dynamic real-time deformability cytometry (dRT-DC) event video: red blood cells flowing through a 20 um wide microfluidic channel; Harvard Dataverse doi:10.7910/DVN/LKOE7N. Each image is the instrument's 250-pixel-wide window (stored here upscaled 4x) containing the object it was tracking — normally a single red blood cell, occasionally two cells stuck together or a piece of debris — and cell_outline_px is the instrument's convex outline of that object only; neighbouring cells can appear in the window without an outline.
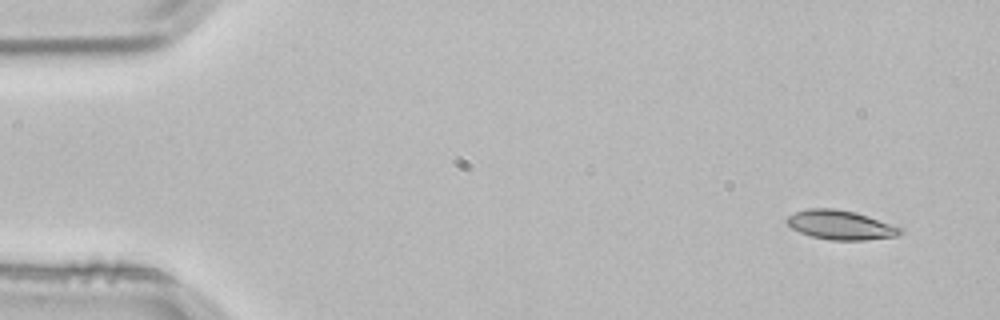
{"species": "common noctule bat (a hibernating species)", "species_latin": "Nyctalus noctula", "temperature_condition": "room temperature", "stored_images_in_passage": 4, "camera_frame_rate_fps": 3000, "um_per_image_px": 0.085, "animal": {"sex": "male", "body_mass_g": 21.5, "forearm_length_mm": 52.0}, "frame": {"image": 1, "passage_image": 1, "time_ms": 0.0, "image_size_px": [1000, 320], "cell_outline_px": [[904, 232], [896, 236], [864, 240], [832, 240], [812, 236], [800, 232], [792, 228], [784, 220], [788, 216], [796, 212], [808, 208], [836, 208], [856, 212], [904, 228]], "centroid_in_image_um": [71.47, 19.11], "position_along_channel_um": 13.5, "area_um2": 19.36}}
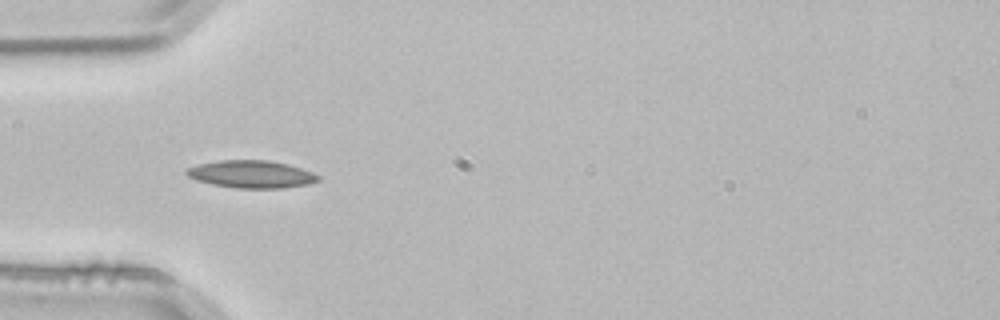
{"frame": {"image": 2, "passage_image": 3, "time_ms": 0.667, "image_size_px": [1000, 320], "cell_outline_px": [[320, 180], [308, 184], [284, 188], [240, 188], [212, 184], [196, 180], [188, 176], [184, 172], [184, 168], [200, 164], [220, 160], [268, 160], [288, 164], [312, 172], [320, 176]], "centroid_in_image_um": [21.36, 14.8], "position_along_channel_um": 63.6, "area_um2": 21.1}}